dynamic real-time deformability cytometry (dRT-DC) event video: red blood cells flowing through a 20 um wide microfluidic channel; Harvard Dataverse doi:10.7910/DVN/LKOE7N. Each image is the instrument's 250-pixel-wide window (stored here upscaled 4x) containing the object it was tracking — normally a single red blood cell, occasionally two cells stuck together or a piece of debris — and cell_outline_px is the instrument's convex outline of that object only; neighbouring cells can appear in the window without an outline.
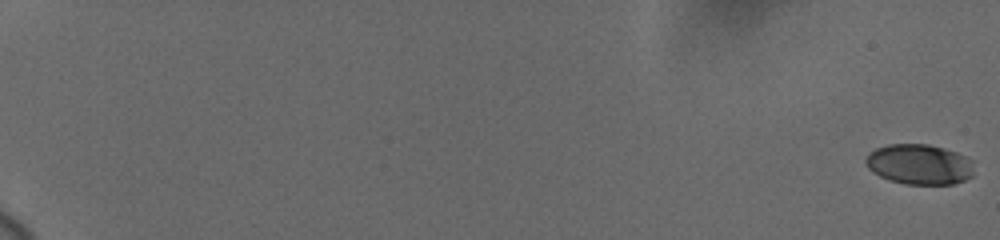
{"species": "human", "species_latin": "Homo sapiens", "temperature_condition": "cold", "stored_images_in_passage": 6, "camera_frame_rate_fps": 3000, "um_per_image_px": 0.085, "donor": {"sex": "female"}, "frame": {"image": 1, "passage_image": 1, "time_ms": 0.0, "image_size_px": [1000, 240], "cell_outline_px": [[976, 160], [972, 176], [964, 180], [952, 184], [904, 184], [888, 180], [872, 172], [868, 168], [864, 160], [868, 152], [876, 148], [888, 144], [928, 144], [944, 148], [956, 152]], "centroid_in_image_um": [78.16, 13.96], "position_along_channel_um": 6.8, "area_um2": 25.89}}